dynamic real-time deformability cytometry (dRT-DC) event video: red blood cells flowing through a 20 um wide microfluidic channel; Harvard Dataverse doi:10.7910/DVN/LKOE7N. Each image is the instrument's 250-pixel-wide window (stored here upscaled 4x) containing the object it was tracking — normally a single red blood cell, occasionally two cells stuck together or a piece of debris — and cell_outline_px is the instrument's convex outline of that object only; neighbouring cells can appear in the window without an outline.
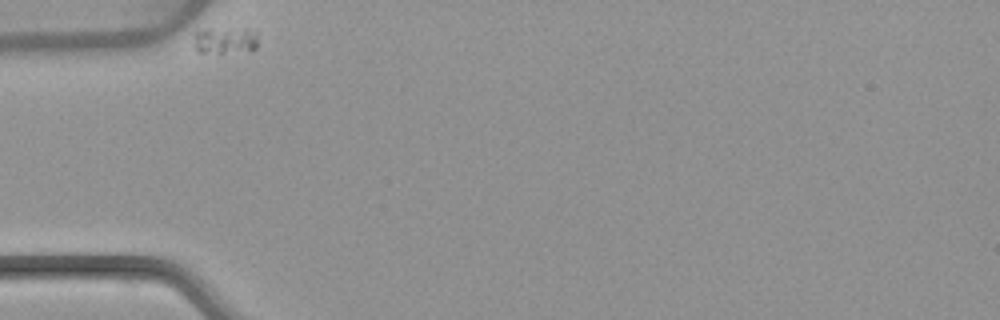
{"species": "common noctule bat (a hibernating species)", "species_latin": "Nyctalus noctula", "temperature_condition": "warm", "stored_images_in_passage": 36, "camera_frame_rate_fps": 3000, "um_per_image_px": 0.085, "animal": {"sex": "female", "body_mass_g": 22.7, "forearm_length_mm": 54.2}, "frame": {"image": 1, "passage_image": 1, "time_ms": 0.0, "image_size_px": [1000, 320], "cell_outline_px": [[256, 48], [252, 52], [200, 52], [196, 48], [196, 32], [204, 28], [244, 28], [256, 32]], "centroid_in_image_um": [19.2, 3.42], "position_along_channel_um": 65.8, "area_um2": 10.0}}
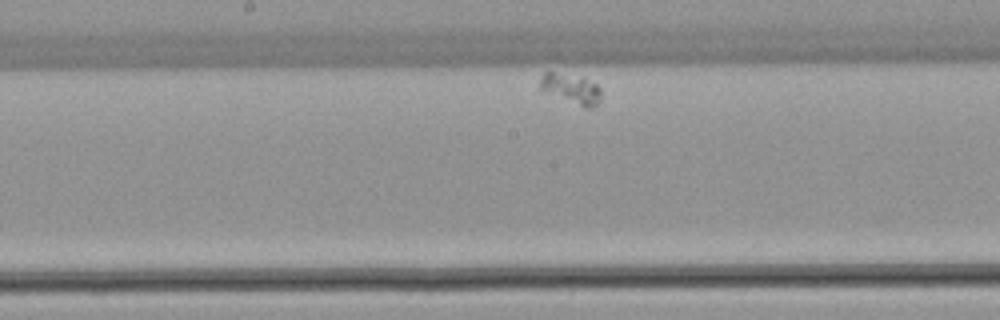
{"frame": {"image": 2, "passage_image": 17, "time_ms": 5.333, "image_size_px": [1000, 320], "cell_outline_px": [[600, 100], [592, 108], [584, 108], [548, 92], [540, 88], [540, 80], [544, 72], [552, 72], [584, 76], [596, 84], [600, 88]], "centroid_in_image_um": [48.59, 7.52], "position_along_channel_um": 199.6, "area_um2": 10.58}}
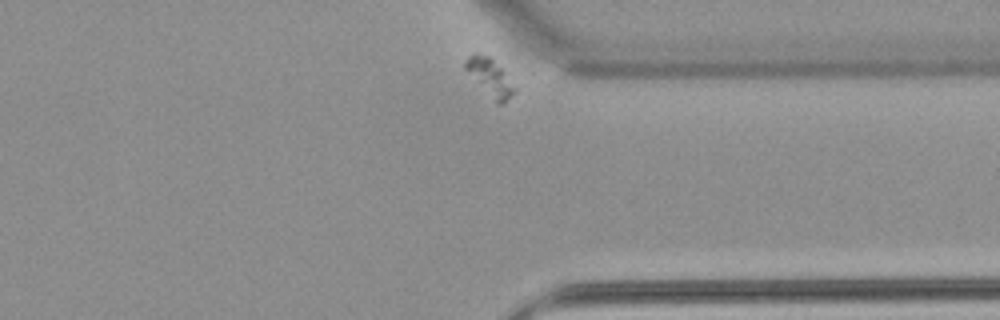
{"frame": {"image": 3, "passage_image": 36, "time_ms": 11.667, "image_size_px": [1000, 320], "cell_outline_px": [[516, 88], [504, 104], [496, 104], [464, 68], [464, 60], [468, 56], [476, 52], [488, 56], [500, 68]], "centroid_in_image_um": [41.6, 6.58], "position_along_channel_um": 369.8, "area_um2": 10.35}}